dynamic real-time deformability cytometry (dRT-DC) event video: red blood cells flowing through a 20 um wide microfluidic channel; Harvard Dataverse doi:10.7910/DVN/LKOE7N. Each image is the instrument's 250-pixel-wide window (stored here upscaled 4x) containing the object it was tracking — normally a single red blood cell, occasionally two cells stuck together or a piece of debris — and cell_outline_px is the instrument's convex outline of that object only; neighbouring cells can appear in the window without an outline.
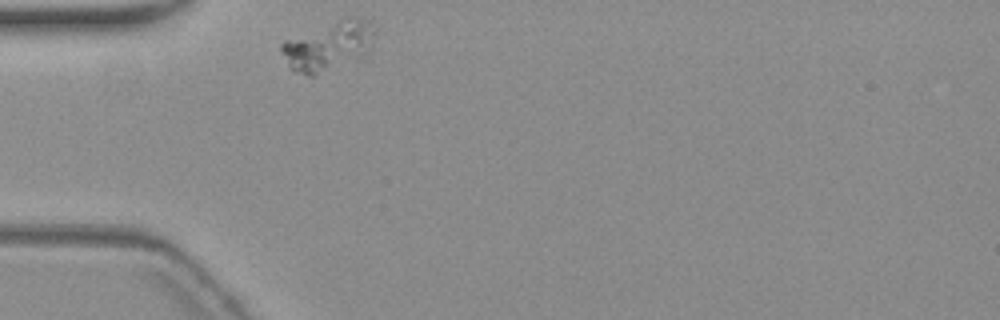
{"species": "common noctule bat (a hibernating species)", "species_latin": "Nyctalus noctula", "temperature_condition": "warm", "stored_images_in_passage": 5, "camera_frame_rate_fps": 3000, "um_per_image_px": 0.085, "animal": {"sex": "female", "body_mass_g": 19.3, "forearm_length_mm": 54.1}, "frame": {"image": 1, "passage_image": 1, "time_ms": 0.0, "image_size_px": [1000, 320], "cell_outline_px": [[376, 32], [368, 52], [360, 56], [312, 76], [308, 76], [296, 72], [288, 64], [280, 52], [280, 44], [284, 40], [340, 16], [356, 16], [372, 20], [376, 28]], "centroid_in_image_um": [27.93, 3.8], "position_along_channel_um": 57.1, "area_um2": 27.17}}